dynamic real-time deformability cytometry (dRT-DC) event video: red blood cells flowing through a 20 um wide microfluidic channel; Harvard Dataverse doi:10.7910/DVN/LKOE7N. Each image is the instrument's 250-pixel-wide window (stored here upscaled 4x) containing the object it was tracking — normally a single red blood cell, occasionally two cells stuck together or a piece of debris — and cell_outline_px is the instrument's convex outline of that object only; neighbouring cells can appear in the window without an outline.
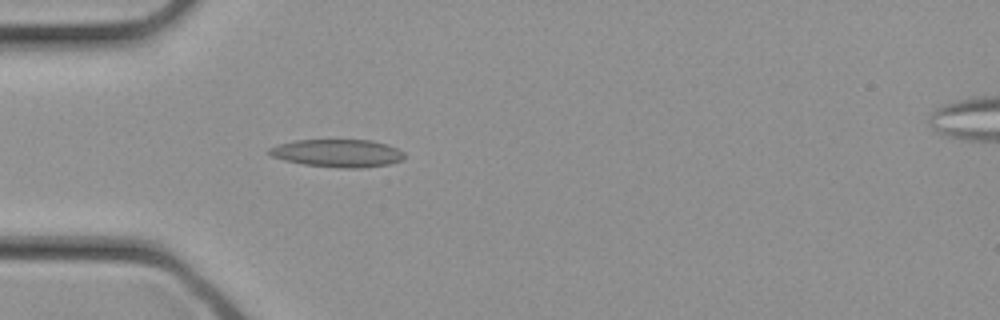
{"species": "common noctule bat (a hibernating species)", "species_latin": "Nyctalus noctula", "temperature_condition": "cold", "stored_images_in_passage": 12, "camera_frame_rate_fps": 3000, "um_per_image_px": 0.085, "animal": {"sex": "female", "body_mass_g": 21.9}, "frame": {"image": 1, "passage_image": 4, "time_ms": 1.0, "image_size_px": [1000, 320], "cell_outline_px": [[404, 160], [388, 164], [360, 168], [344, 168], [304, 164], [284, 160], [272, 156], [268, 152], [268, 148], [276, 144], [296, 140], [372, 140], [388, 144], [404, 152]], "centroid_in_image_um": [28.7, 13.01], "position_along_channel_um": 56.3, "area_um2": 21.91}}
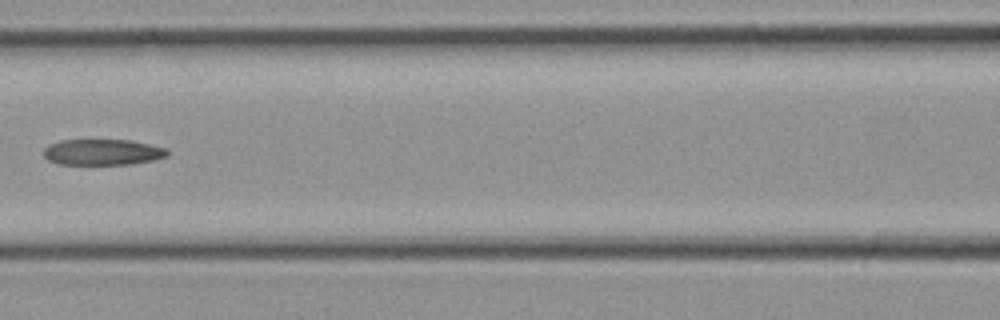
{"frame": {"image": 2, "passage_image": 9, "time_ms": 2.667, "image_size_px": [1000, 320], "cell_outline_px": [[168, 156], [152, 160], [132, 164], [60, 164], [48, 160], [44, 156], [44, 148], [48, 144], [60, 140], [132, 140], [168, 148]], "centroid_in_image_um": [8.73, 12.92], "position_along_channel_um": 157.9, "area_um2": 18.79}}
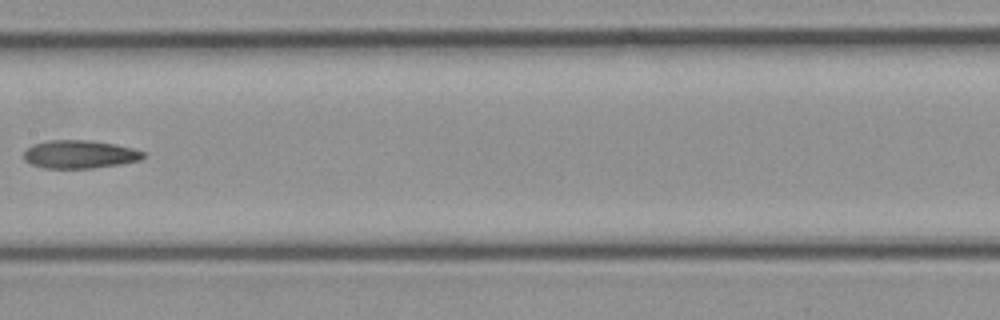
{"frame": {"image": 3, "passage_image": 11, "time_ms": 3.333, "image_size_px": [1000, 320], "cell_outline_px": [[144, 156], [140, 160], [120, 164], [92, 168], [44, 168], [32, 164], [24, 160], [24, 152], [32, 144], [48, 140], [88, 140], [116, 144], [132, 148], [144, 152]], "centroid_in_image_um": [6.76, 13.11], "position_along_channel_um": 200.6, "area_um2": 19.54}}